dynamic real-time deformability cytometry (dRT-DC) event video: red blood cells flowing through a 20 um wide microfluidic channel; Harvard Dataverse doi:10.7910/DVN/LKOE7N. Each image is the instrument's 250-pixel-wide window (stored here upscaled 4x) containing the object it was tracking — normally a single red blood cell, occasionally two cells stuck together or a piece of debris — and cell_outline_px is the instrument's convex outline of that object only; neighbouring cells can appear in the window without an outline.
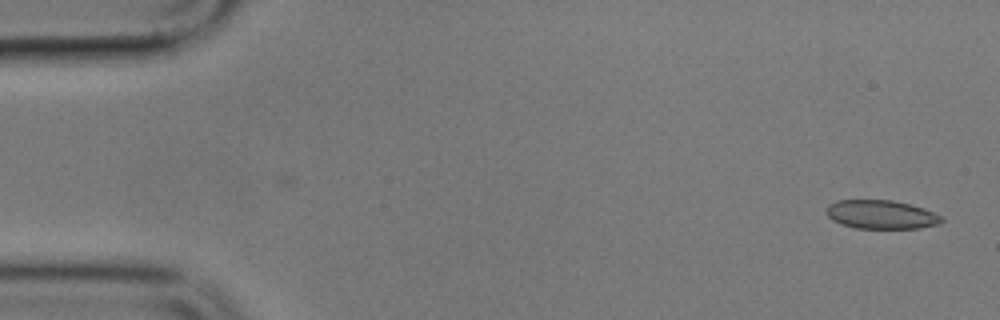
{"species": "common noctule bat (a hibernating species)", "species_latin": "Nyctalus noctula", "temperature_condition": "cold", "stored_images_in_passage": 2, "camera_frame_rate_fps": 3000, "um_per_image_px": 0.085, "animal": {"sex": "male", "body_mass_g": 17.9}, "frame": {"image": 1, "passage_image": 2, "time_ms": 1.0, "image_size_px": [1000, 320], "cell_outline_px": [[944, 220], [936, 224], [920, 228], [856, 228], [840, 224], [832, 220], [828, 216], [828, 204], [836, 200], [892, 200], [924, 208], [944, 216]], "centroid_in_image_um": [74.91, 18.23], "position_along_channel_um": 10.1, "area_um2": 19.25}}